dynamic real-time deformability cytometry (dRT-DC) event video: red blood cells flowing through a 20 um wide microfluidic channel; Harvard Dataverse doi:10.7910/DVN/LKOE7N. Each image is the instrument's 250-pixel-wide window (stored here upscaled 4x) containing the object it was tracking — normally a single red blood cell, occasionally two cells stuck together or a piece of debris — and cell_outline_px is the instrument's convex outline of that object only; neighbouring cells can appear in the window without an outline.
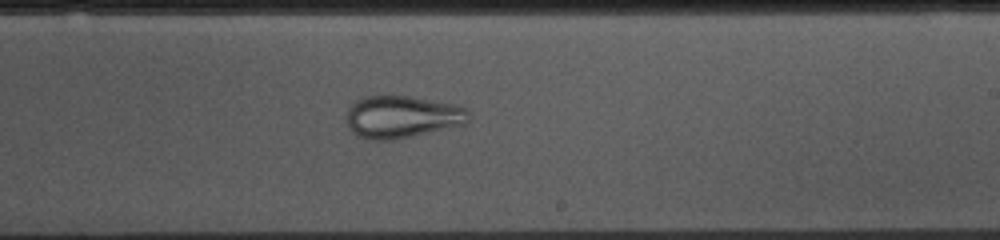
{"species": "common noctule bat (a hibernating species)", "species_latin": "Nyctalus noctula", "temperature_condition": "cold", "stored_images_in_passage": 53, "camera_frame_rate_fps": 3000, "um_per_image_px": 0.085, "animal": {"sex": "female", "body_mass_g": 10.0, "forearm_length_mm": 53.1}, "frame": {"image": 1, "passage_image": 30, "time_ms": 9.667, "image_size_px": [1000, 240], "cell_outline_px": [[468, 124], [412, 136], [392, 140], [368, 140], [356, 136], [348, 128], [344, 116], [348, 108], [356, 100], [364, 96], [408, 96], [452, 104], [464, 108], [468, 112]], "centroid_in_image_um": [34.1, 9.95], "position_along_channel_um": 254.9, "area_um2": 30.35}}
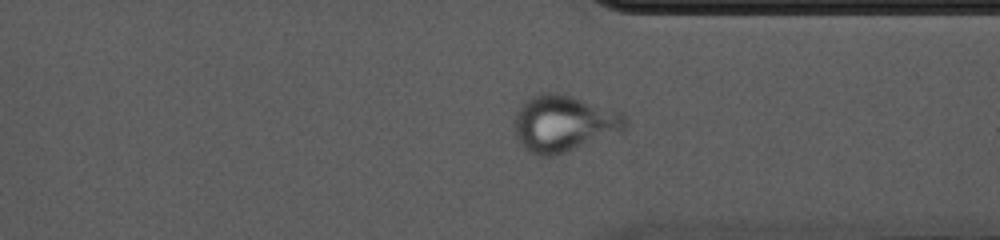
{"frame": {"image": 2, "passage_image": 39, "time_ms": 12.667, "image_size_px": [1000, 240], "cell_outline_px": [[628, 124], [620, 132], [556, 156], [540, 156], [528, 152], [520, 144], [516, 136], [516, 112], [532, 96], [544, 92], [556, 92], [624, 112], [628, 120]], "centroid_in_image_um": [47.96, 10.51], "position_along_channel_um": 363.4, "area_um2": 36.36}}
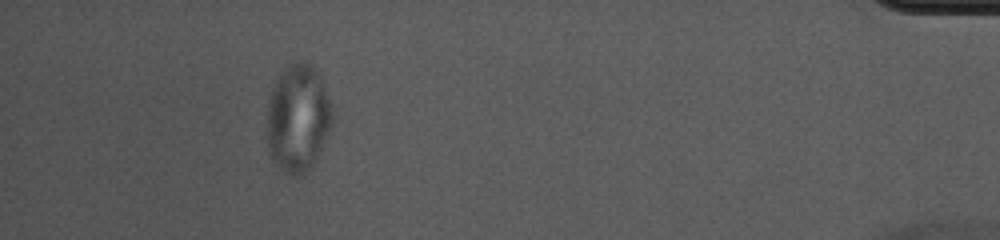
{"frame": {"image": 3, "passage_image": 48, "time_ms": 15.667, "image_size_px": [1000, 240], "cell_outline_px": [[332, 124], [328, 136], [316, 160], [308, 168], [296, 176], [292, 176], [284, 172], [272, 160], [268, 152], [268, 104], [272, 88], [276, 80], [284, 68], [288, 64], [296, 60], [308, 60], [320, 72], [332, 104]], "centroid_in_image_um": [25.35, 9.98], "position_along_channel_um": 409.8, "area_um2": 41.5}}